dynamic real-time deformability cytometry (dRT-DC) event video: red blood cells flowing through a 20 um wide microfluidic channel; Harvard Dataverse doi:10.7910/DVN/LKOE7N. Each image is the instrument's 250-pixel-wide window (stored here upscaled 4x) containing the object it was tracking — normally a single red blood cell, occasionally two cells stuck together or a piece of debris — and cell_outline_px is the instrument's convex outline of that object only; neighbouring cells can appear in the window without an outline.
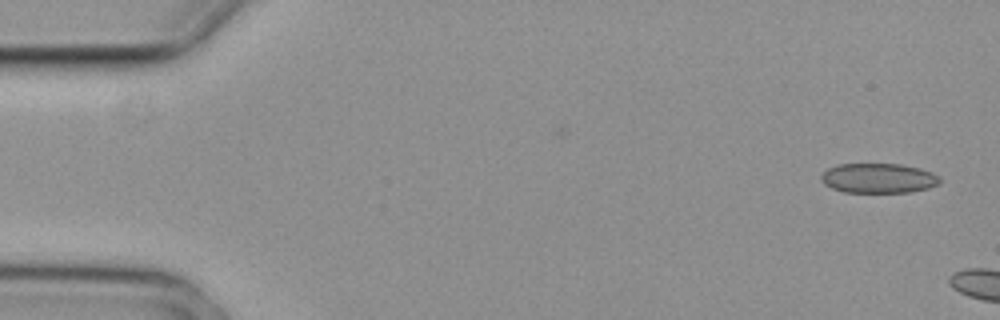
{"species": "common noctule bat (a hibernating species)", "species_latin": "Nyctalus noctula", "temperature_condition": "cold", "stored_images_in_passage": 3, "camera_frame_rate_fps": 3000, "um_per_image_px": 0.085, "animal": {"sex": "female", "body_mass_g": 29.2, "forearm_length_mm": 56.3}, "frame": {"image": 1, "passage_image": 1, "time_ms": 0.0, "image_size_px": [1000, 320], "cell_outline_px": [[940, 184], [928, 188], [912, 192], [844, 192], [832, 188], [824, 184], [820, 180], [820, 176], [828, 168], [840, 164], [900, 164], [920, 168], [932, 172], [940, 180]], "centroid_in_image_um": [74.66, 15.15], "position_along_channel_um": 10.3, "area_um2": 20.58}}